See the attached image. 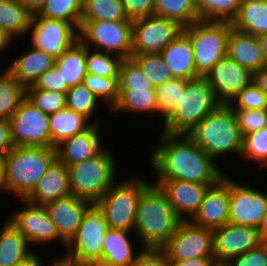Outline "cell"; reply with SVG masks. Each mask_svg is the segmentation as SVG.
Instances as JSON below:
<instances>
[{
  "label": "cell",
  "mask_w": 267,
  "mask_h": 266,
  "mask_svg": "<svg viewBox=\"0 0 267 266\" xmlns=\"http://www.w3.org/2000/svg\"><path fill=\"white\" fill-rule=\"evenodd\" d=\"M151 150L149 165L157 179L215 184L224 171L187 134L161 133Z\"/></svg>",
  "instance_id": "1"
},
{
  "label": "cell",
  "mask_w": 267,
  "mask_h": 266,
  "mask_svg": "<svg viewBox=\"0 0 267 266\" xmlns=\"http://www.w3.org/2000/svg\"><path fill=\"white\" fill-rule=\"evenodd\" d=\"M182 220L168 202L165 193L150 183L141 193L137 204L134 236L143 249H162Z\"/></svg>",
  "instance_id": "2"
},
{
  "label": "cell",
  "mask_w": 267,
  "mask_h": 266,
  "mask_svg": "<svg viewBox=\"0 0 267 266\" xmlns=\"http://www.w3.org/2000/svg\"><path fill=\"white\" fill-rule=\"evenodd\" d=\"M4 195L25 199L56 159L55 148L13 146L2 158Z\"/></svg>",
  "instance_id": "3"
},
{
  "label": "cell",
  "mask_w": 267,
  "mask_h": 266,
  "mask_svg": "<svg viewBox=\"0 0 267 266\" xmlns=\"http://www.w3.org/2000/svg\"><path fill=\"white\" fill-rule=\"evenodd\" d=\"M188 136L215 161L226 154L240 158L243 136L236 115L227 104H220L210 112Z\"/></svg>",
  "instance_id": "4"
},
{
  "label": "cell",
  "mask_w": 267,
  "mask_h": 266,
  "mask_svg": "<svg viewBox=\"0 0 267 266\" xmlns=\"http://www.w3.org/2000/svg\"><path fill=\"white\" fill-rule=\"evenodd\" d=\"M220 103L204 76L186 80L185 90L176 106L165 118L161 132L189 134Z\"/></svg>",
  "instance_id": "5"
},
{
  "label": "cell",
  "mask_w": 267,
  "mask_h": 266,
  "mask_svg": "<svg viewBox=\"0 0 267 266\" xmlns=\"http://www.w3.org/2000/svg\"><path fill=\"white\" fill-rule=\"evenodd\" d=\"M113 150L102 148L95 156L68 166L71 194L95 204L117 180Z\"/></svg>",
  "instance_id": "6"
},
{
  "label": "cell",
  "mask_w": 267,
  "mask_h": 266,
  "mask_svg": "<svg viewBox=\"0 0 267 266\" xmlns=\"http://www.w3.org/2000/svg\"><path fill=\"white\" fill-rule=\"evenodd\" d=\"M108 229L103 213L92 204L66 244L65 254L56 258L57 266H96L102 258L104 235Z\"/></svg>",
  "instance_id": "7"
},
{
  "label": "cell",
  "mask_w": 267,
  "mask_h": 266,
  "mask_svg": "<svg viewBox=\"0 0 267 266\" xmlns=\"http://www.w3.org/2000/svg\"><path fill=\"white\" fill-rule=\"evenodd\" d=\"M152 182L136 176L118 182L116 180L95 203L103 213L109 228L134 232L137 204L142 191Z\"/></svg>",
  "instance_id": "8"
},
{
  "label": "cell",
  "mask_w": 267,
  "mask_h": 266,
  "mask_svg": "<svg viewBox=\"0 0 267 266\" xmlns=\"http://www.w3.org/2000/svg\"><path fill=\"white\" fill-rule=\"evenodd\" d=\"M232 22L198 20L182 28L193 45L197 73L205 76L213 66L227 55V40Z\"/></svg>",
  "instance_id": "9"
},
{
  "label": "cell",
  "mask_w": 267,
  "mask_h": 266,
  "mask_svg": "<svg viewBox=\"0 0 267 266\" xmlns=\"http://www.w3.org/2000/svg\"><path fill=\"white\" fill-rule=\"evenodd\" d=\"M79 40L88 48L131 57L132 21H81Z\"/></svg>",
  "instance_id": "10"
},
{
  "label": "cell",
  "mask_w": 267,
  "mask_h": 266,
  "mask_svg": "<svg viewBox=\"0 0 267 266\" xmlns=\"http://www.w3.org/2000/svg\"><path fill=\"white\" fill-rule=\"evenodd\" d=\"M9 121L14 146L51 148L49 115L43 113L26 97Z\"/></svg>",
  "instance_id": "11"
},
{
  "label": "cell",
  "mask_w": 267,
  "mask_h": 266,
  "mask_svg": "<svg viewBox=\"0 0 267 266\" xmlns=\"http://www.w3.org/2000/svg\"><path fill=\"white\" fill-rule=\"evenodd\" d=\"M182 28L174 20L157 15L132 21L131 55L160 54Z\"/></svg>",
  "instance_id": "12"
},
{
  "label": "cell",
  "mask_w": 267,
  "mask_h": 266,
  "mask_svg": "<svg viewBox=\"0 0 267 266\" xmlns=\"http://www.w3.org/2000/svg\"><path fill=\"white\" fill-rule=\"evenodd\" d=\"M27 34H30L31 46L54 59L79 40V32L71 23L40 17L37 14L32 16Z\"/></svg>",
  "instance_id": "13"
},
{
  "label": "cell",
  "mask_w": 267,
  "mask_h": 266,
  "mask_svg": "<svg viewBox=\"0 0 267 266\" xmlns=\"http://www.w3.org/2000/svg\"><path fill=\"white\" fill-rule=\"evenodd\" d=\"M168 261L214 257L213 230L181 221L168 243L162 248Z\"/></svg>",
  "instance_id": "14"
},
{
  "label": "cell",
  "mask_w": 267,
  "mask_h": 266,
  "mask_svg": "<svg viewBox=\"0 0 267 266\" xmlns=\"http://www.w3.org/2000/svg\"><path fill=\"white\" fill-rule=\"evenodd\" d=\"M22 202L21 209L13 211L7 218L25 237L28 245H51V242L62 241V246L66 247V243L59 237L55 225L51 221L50 215L42 205H34L25 199Z\"/></svg>",
  "instance_id": "15"
},
{
  "label": "cell",
  "mask_w": 267,
  "mask_h": 266,
  "mask_svg": "<svg viewBox=\"0 0 267 266\" xmlns=\"http://www.w3.org/2000/svg\"><path fill=\"white\" fill-rule=\"evenodd\" d=\"M229 177V222L258 228L267 211V194Z\"/></svg>",
  "instance_id": "16"
},
{
  "label": "cell",
  "mask_w": 267,
  "mask_h": 266,
  "mask_svg": "<svg viewBox=\"0 0 267 266\" xmlns=\"http://www.w3.org/2000/svg\"><path fill=\"white\" fill-rule=\"evenodd\" d=\"M204 77L218 102L227 105L254 81V73L228 55L222 57Z\"/></svg>",
  "instance_id": "17"
},
{
  "label": "cell",
  "mask_w": 267,
  "mask_h": 266,
  "mask_svg": "<svg viewBox=\"0 0 267 266\" xmlns=\"http://www.w3.org/2000/svg\"><path fill=\"white\" fill-rule=\"evenodd\" d=\"M261 243L258 229L227 222L213 230V254L216 263H227Z\"/></svg>",
  "instance_id": "18"
},
{
  "label": "cell",
  "mask_w": 267,
  "mask_h": 266,
  "mask_svg": "<svg viewBox=\"0 0 267 266\" xmlns=\"http://www.w3.org/2000/svg\"><path fill=\"white\" fill-rule=\"evenodd\" d=\"M165 193L169 204L182 221H190L198 212L203 197L213 184H200L184 180H155Z\"/></svg>",
  "instance_id": "19"
},
{
  "label": "cell",
  "mask_w": 267,
  "mask_h": 266,
  "mask_svg": "<svg viewBox=\"0 0 267 266\" xmlns=\"http://www.w3.org/2000/svg\"><path fill=\"white\" fill-rule=\"evenodd\" d=\"M194 225L216 229L229 222V176L225 174L209 186L198 212L190 220Z\"/></svg>",
  "instance_id": "20"
},
{
  "label": "cell",
  "mask_w": 267,
  "mask_h": 266,
  "mask_svg": "<svg viewBox=\"0 0 267 266\" xmlns=\"http://www.w3.org/2000/svg\"><path fill=\"white\" fill-rule=\"evenodd\" d=\"M92 203L73 194L45 205L59 237L67 244L76 233L82 217Z\"/></svg>",
  "instance_id": "21"
},
{
  "label": "cell",
  "mask_w": 267,
  "mask_h": 266,
  "mask_svg": "<svg viewBox=\"0 0 267 266\" xmlns=\"http://www.w3.org/2000/svg\"><path fill=\"white\" fill-rule=\"evenodd\" d=\"M101 123H93L83 132L66 138L55 146L56 158L67 167L95 156L103 147Z\"/></svg>",
  "instance_id": "22"
},
{
  "label": "cell",
  "mask_w": 267,
  "mask_h": 266,
  "mask_svg": "<svg viewBox=\"0 0 267 266\" xmlns=\"http://www.w3.org/2000/svg\"><path fill=\"white\" fill-rule=\"evenodd\" d=\"M69 194L71 191L68 167L56 158L25 200L34 205L45 206L47 203Z\"/></svg>",
  "instance_id": "23"
},
{
  "label": "cell",
  "mask_w": 267,
  "mask_h": 266,
  "mask_svg": "<svg viewBox=\"0 0 267 266\" xmlns=\"http://www.w3.org/2000/svg\"><path fill=\"white\" fill-rule=\"evenodd\" d=\"M132 234L135 233L109 228L104 235L101 261L96 266H130L143 249L137 252L133 241L137 237L132 239Z\"/></svg>",
  "instance_id": "24"
},
{
  "label": "cell",
  "mask_w": 267,
  "mask_h": 266,
  "mask_svg": "<svg viewBox=\"0 0 267 266\" xmlns=\"http://www.w3.org/2000/svg\"><path fill=\"white\" fill-rule=\"evenodd\" d=\"M160 54L173 78L191 80L200 76L194 64L192 42L183 31Z\"/></svg>",
  "instance_id": "25"
},
{
  "label": "cell",
  "mask_w": 267,
  "mask_h": 266,
  "mask_svg": "<svg viewBox=\"0 0 267 266\" xmlns=\"http://www.w3.org/2000/svg\"><path fill=\"white\" fill-rule=\"evenodd\" d=\"M18 56L5 68L25 88L33 85L40 75L55 65L52 56L33 46Z\"/></svg>",
  "instance_id": "26"
},
{
  "label": "cell",
  "mask_w": 267,
  "mask_h": 266,
  "mask_svg": "<svg viewBox=\"0 0 267 266\" xmlns=\"http://www.w3.org/2000/svg\"><path fill=\"white\" fill-rule=\"evenodd\" d=\"M227 55L252 73L264 66L258 37L233 27L227 40Z\"/></svg>",
  "instance_id": "27"
},
{
  "label": "cell",
  "mask_w": 267,
  "mask_h": 266,
  "mask_svg": "<svg viewBox=\"0 0 267 266\" xmlns=\"http://www.w3.org/2000/svg\"><path fill=\"white\" fill-rule=\"evenodd\" d=\"M133 113L135 115L145 114L156 117L158 114L164 121V116L158 109L157 96L155 89H134V90H118V100L109 113ZM149 113V114H147Z\"/></svg>",
  "instance_id": "28"
},
{
  "label": "cell",
  "mask_w": 267,
  "mask_h": 266,
  "mask_svg": "<svg viewBox=\"0 0 267 266\" xmlns=\"http://www.w3.org/2000/svg\"><path fill=\"white\" fill-rule=\"evenodd\" d=\"M87 46L77 40L71 47L55 59V66L60 71L68 88L83 83L88 74L86 67Z\"/></svg>",
  "instance_id": "29"
},
{
  "label": "cell",
  "mask_w": 267,
  "mask_h": 266,
  "mask_svg": "<svg viewBox=\"0 0 267 266\" xmlns=\"http://www.w3.org/2000/svg\"><path fill=\"white\" fill-rule=\"evenodd\" d=\"M25 237L6 218L0 226V266H14L24 260L33 251Z\"/></svg>",
  "instance_id": "30"
},
{
  "label": "cell",
  "mask_w": 267,
  "mask_h": 266,
  "mask_svg": "<svg viewBox=\"0 0 267 266\" xmlns=\"http://www.w3.org/2000/svg\"><path fill=\"white\" fill-rule=\"evenodd\" d=\"M93 123L84 115L71 109L63 108L49 115V128L51 134V148L66 138L79 134L89 128Z\"/></svg>",
  "instance_id": "31"
},
{
  "label": "cell",
  "mask_w": 267,
  "mask_h": 266,
  "mask_svg": "<svg viewBox=\"0 0 267 266\" xmlns=\"http://www.w3.org/2000/svg\"><path fill=\"white\" fill-rule=\"evenodd\" d=\"M232 26L257 37L267 34V0H242Z\"/></svg>",
  "instance_id": "32"
},
{
  "label": "cell",
  "mask_w": 267,
  "mask_h": 266,
  "mask_svg": "<svg viewBox=\"0 0 267 266\" xmlns=\"http://www.w3.org/2000/svg\"><path fill=\"white\" fill-rule=\"evenodd\" d=\"M31 18L18 0H0V27L13 41L27 35Z\"/></svg>",
  "instance_id": "33"
},
{
  "label": "cell",
  "mask_w": 267,
  "mask_h": 266,
  "mask_svg": "<svg viewBox=\"0 0 267 266\" xmlns=\"http://www.w3.org/2000/svg\"><path fill=\"white\" fill-rule=\"evenodd\" d=\"M26 97V88L4 68L0 72V118L9 120Z\"/></svg>",
  "instance_id": "34"
},
{
  "label": "cell",
  "mask_w": 267,
  "mask_h": 266,
  "mask_svg": "<svg viewBox=\"0 0 267 266\" xmlns=\"http://www.w3.org/2000/svg\"><path fill=\"white\" fill-rule=\"evenodd\" d=\"M155 15L174 20L181 27L199 20L196 0H155Z\"/></svg>",
  "instance_id": "35"
},
{
  "label": "cell",
  "mask_w": 267,
  "mask_h": 266,
  "mask_svg": "<svg viewBox=\"0 0 267 266\" xmlns=\"http://www.w3.org/2000/svg\"><path fill=\"white\" fill-rule=\"evenodd\" d=\"M81 21H130L121 0H83Z\"/></svg>",
  "instance_id": "36"
},
{
  "label": "cell",
  "mask_w": 267,
  "mask_h": 266,
  "mask_svg": "<svg viewBox=\"0 0 267 266\" xmlns=\"http://www.w3.org/2000/svg\"><path fill=\"white\" fill-rule=\"evenodd\" d=\"M82 11L83 0H46L37 15L49 19L64 20L71 23L79 31Z\"/></svg>",
  "instance_id": "37"
},
{
  "label": "cell",
  "mask_w": 267,
  "mask_h": 266,
  "mask_svg": "<svg viewBox=\"0 0 267 266\" xmlns=\"http://www.w3.org/2000/svg\"><path fill=\"white\" fill-rule=\"evenodd\" d=\"M65 98L66 108L84 115L89 120L92 119V123L101 122L100 117L96 118V116L94 115L97 114V109H100L98 108V104H100L101 101H99L98 98L90 90H88L83 83L69 88V90L65 94ZM93 119L96 120L93 121Z\"/></svg>",
  "instance_id": "38"
},
{
  "label": "cell",
  "mask_w": 267,
  "mask_h": 266,
  "mask_svg": "<svg viewBox=\"0 0 267 266\" xmlns=\"http://www.w3.org/2000/svg\"><path fill=\"white\" fill-rule=\"evenodd\" d=\"M242 0H196L199 20L232 22Z\"/></svg>",
  "instance_id": "39"
},
{
  "label": "cell",
  "mask_w": 267,
  "mask_h": 266,
  "mask_svg": "<svg viewBox=\"0 0 267 266\" xmlns=\"http://www.w3.org/2000/svg\"><path fill=\"white\" fill-rule=\"evenodd\" d=\"M130 58L154 87L173 78L161 54H137L131 55Z\"/></svg>",
  "instance_id": "40"
},
{
  "label": "cell",
  "mask_w": 267,
  "mask_h": 266,
  "mask_svg": "<svg viewBox=\"0 0 267 266\" xmlns=\"http://www.w3.org/2000/svg\"><path fill=\"white\" fill-rule=\"evenodd\" d=\"M240 157L267 169V127L243 136Z\"/></svg>",
  "instance_id": "41"
},
{
  "label": "cell",
  "mask_w": 267,
  "mask_h": 266,
  "mask_svg": "<svg viewBox=\"0 0 267 266\" xmlns=\"http://www.w3.org/2000/svg\"><path fill=\"white\" fill-rule=\"evenodd\" d=\"M83 84L90 90L109 111L118 100V78H107L87 74Z\"/></svg>",
  "instance_id": "42"
},
{
  "label": "cell",
  "mask_w": 267,
  "mask_h": 266,
  "mask_svg": "<svg viewBox=\"0 0 267 266\" xmlns=\"http://www.w3.org/2000/svg\"><path fill=\"white\" fill-rule=\"evenodd\" d=\"M121 58L87 47L86 67L88 74L118 78Z\"/></svg>",
  "instance_id": "43"
},
{
  "label": "cell",
  "mask_w": 267,
  "mask_h": 266,
  "mask_svg": "<svg viewBox=\"0 0 267 266\" xmlns=\"http://www.w3.org/2000/svg\"><path fill=\"white\" fill-rule=\"evenodd\" d=\"M186 80L172 78L155 87L158 109L164 118L178 106L179 98L185 90Z\"/></svg>",
  "instance_id": "44"
},
{
  "label": "cell",
  "mask_w": 267,
  "mask_h": 266,
  "mask_svg": "<svg viewBox=\"0 0 267 266\" xmlns=\"http://www.w3.org/2000/svg\"><path fill=\"white\" fill-rule=\"evenodd\" d=\"M140 88L155 89L131 58L121 60L118 74V90Z\"/></svg>",
  "instance_id": "45"
},
{
  "label": "cell",
  "mask_w": 267,
  "mask_h": 266,
  "mask_svg": "<svg viewBox=\"0 0 267 266\" xmlns=\"http://www.w3.org/2000/svg\"><path fill=\"white\" fill-rule=\"evenodd\" d=\"M26 98L48 115L66 107L65 94L34 88L32 85L26 87Z\"/></svg>",
  "instance_id": "46"
},
{
  "label": "cell",
  "mask_w": 267,
  "mask_h": 266,
  "mask_svg": "<svg viewBox=\"0 0 267 266\" xmlns=\"http://www.w3.org/2000/svg\"><path fill=\"white\" fill-rule=\"evenodd\" d=\"M232 109L267 110V96L253 82L229 104Z\"/></svg>",
  "instance_id": "47"
},
{
  "label": "cell",
  "mask_w": 267,
  "mask_h": 266,
  "mask_svg": "<svg viewBox=\"0 0 267 266\" xmlns=\"http://www.w3.org/2000/svg\"><path fill=\"white\" fill-rule=\"evenodd\" d=\"M242 136L267 127V110L233 109Z\"/></svg>",
  "instance_id": "48"
},
{
  "label": "cell",
  "mask_w": 267,
  "mask_h": 266,
  "mask_svg": "<svg viewBox=\"0 0 267 266\" xmlns=\"http://www.w3.org/2000/svg\"><path fill=\"white\" fill-rule=\"evenodd\" d=\"M32 86L34 88L59 92L62 94H66V92L69 90L65 84V80H63V77L61 76L60 71L55 65L40 75Z\"/></svg>",
  "instance_id": "49"
},
{
  "label": "cell",
  "mask_w": 267,
  "mask_h": 266,
  "mask_svg": "<svg viewBox=\"0 0 267 266\" xmlns=\"http://www.w3.org/2000/svg\"><path fill=\"white\" fill-rule=\"evenodd\" d=\"M228 266H267V249L262 242L244 254L232 258Z\"/></svg>",
  "instance_id": "50"
},
{
  "label": "cell",
  "mask_w": 267,
  "mask_h": 266,
  "mask_svg": "<svg viewBox=\"0 0 267 266\" xmlns=\"http://www.w3.org/2000/svg\"><path fill=\"white\" fill-rule=\"evenodd\" d=\"M130 21L155 15V0H121Z\"/></svg>",
  "instance_id": "51"
},
{
  "label": "cell",
  "mask_w": 267,
  "mask_h": 266,
  "mask_svg": "<svg viewBox=\"0 0 267 266\" xmlns=\"http://www.w3.org/2000/svg\"><path fill=\"white\" fill-rule=\"evenodd\" d=\"M130 266H170L162 249H142Z\"/></svg>",
  "instance_id": "52"
},
{
  "label": "cell",
  "mask_w": 267,
  "mask_h": 266,
  "mask_svg": "<svg viewBox=\"0 0 267 266\" xmlns=\"http://www.w3.org/2000/svg\"><path fill=\"white\" fill-rule=\"evenodd\" d=\"M13 146L10 121L0 118V158H3Z\"/></svg>",
  "instance_id": "53"
},
{
  "label": "cell",
  "mask_w": 267,
  "mask_h": 266,
  "mask_svg": "<svg viewBox=\"0 0 267 266\" xmlns=\"http://www.w3.org/2000/svg\"><path fill=\"white\" fill-rule=\"evenodd\" d=\"M170 266H213L216 261L214 257L193 258L183 261H169Z\"/></svg>",
  "instance_id": "54"
},
{
  "label": "cell",
  "mask_w": 267,
  "mask_h": 266,
  "mask_svg": "<svg viewBox=\"0 0 267 266\" xmlns=\"http://www.w3.org/2000/svg\"><path fill=\"white\" fill-rule=\"evenodd\" d=\"M38 251L33 250V252L26 257L24 260L18 262L17 264H15L14 266H44L45 265V261H43V257L40 256V254L37 253ZM44 263V264H43ZM57 265V261L56 259L48 265V266H56Z\"/></svg>",
  "instance_id": "55"
},
{
  "label": "cell",
  "mask_w": 267,
  "mask_h": 266,
  "mask_svg": "<svg viewBox=\"0 0 267 266\" xmlns=\"http://www.w3.org/2000/svg\"><path fill=\"white\" fill-rule=\"evenodd\" d=\"M260 90L267 96V65H264L254 73L253 81Z\"/></svg>",
  "instance_id": "56"
},
{
  "label": "cell",
  "mask_w": 267,
  "mask_h": 266,
  "mask_svg": "<svg viewBox=\"0 0 267 266\" xmlns=\"http://www.w3.org/2000/svg\"><path fill=\"white\" fill-rule=\"evenodd\" d=\"M26 10L33 16L43 8L46 0H18Z\"/></svg>",
  "instance_id": "57"
},
{
  "label": "cell",
  "mask_w": 267,
  "mask_h": 266,
  "mask_svg": "<svg viewBox=\"0 0 267 266\" xmlns=\"http://www.w3.org/2000/svg\"><path fill=\"white\" fill-rule=\"evenodd\" d=\"M14 42L5 32L4 30L0 27V54L4 52H8V48L11 49V44Z\"/></svg>",
  "instance_id": "58"
},
{
  "label": "cell",
  "mask_w": 267,
  "mask_h": 266,
  "mask_svg": "<svg viewBox=\"0 0 267 266\" xmlns=\"http://www.w3.org/2000/svg\"><path fill=\"white\" fill-rule=\"evenodd\" d=\"M257 229H258L259 237L261 241L267 238V211L265 215L263 216V218L261 219L260 224Z\"/></svg>",
  "instance_id": "59"
},
{
  "label": "cell",
  "mask_w": 267,
  "mask_h": 266,
  "mask_svg": "<svg viewBox=\"0 0 267 266\" xmlns=\"http://www.w3.org/2000/svg\"><path fill=\"white\" fill-rule=\"evenodd\" d=\"M258 42L262 50L264 65H267V34L258 36Z\"/></svg>",
  "instance_id": "60"
},
{
  "label": "cell",
  "mask_w": 267,
  "mask_h": 266,
  "mask_svg": "<svg viewBox=\"0 0 267 266\" xmlns=\"http://www.w3.org/2000/svg\"><path fill=\"white\" fill-rule=\"evenodd\" d=\"M0 192L4 193L3 159L0 158Z\"/></svg>",
  "instance_id": "61"
},
{
  "label": "cell",
  "mask_w": 267,
  "mask_h": 266,
  "mask_svg": "<svg viewBox=\"0 0 267 266\" xmlns=\"http://www.w3.org/2000/svg\"><path fill=\"white\" fill-rule=\"evenodd\" d=\"M213 266H228L226 263H215Z\"/></svg>",
  "instance_id": "62"
},
{
  "label": "cell",
  "mask_w": 267,
  "mask_h": 266,
  "mask_svg": "<svg viewBox=\"0 0 267 266\" xmlns=\"http://www.w3.org/2000/svg\"><path fill=\"white\" fill-rule=\"evenodd\" d=\"M262 244L266 247V249H267V238H265V239H263L262 241Z\"/></svg>",
  "instance_id": "63"
}]
</instances>
